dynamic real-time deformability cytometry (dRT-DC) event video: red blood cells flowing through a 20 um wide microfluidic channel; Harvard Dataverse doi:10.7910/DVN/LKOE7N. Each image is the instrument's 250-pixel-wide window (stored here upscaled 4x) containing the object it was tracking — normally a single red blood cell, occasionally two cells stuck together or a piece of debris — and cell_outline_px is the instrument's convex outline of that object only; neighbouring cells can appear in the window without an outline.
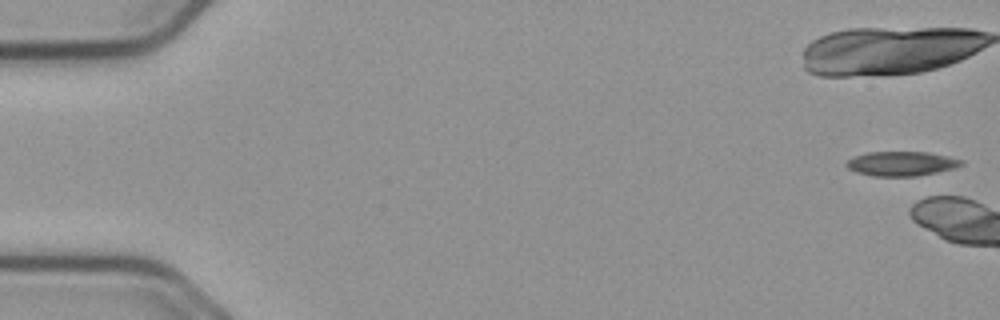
{"species": "common noctule bat (a hibernating species)", "species_latin": "Nyctalus noctula", "temperature_condition": "cold", "stored_images_in_passage": 10, "camera_frame_rate_fps": 3000, "um_per_image_px": 0.085, "animal": {"sex": "male", "body_mass_g": 23.1, "forearm_length_mm": 52.7}, "frame": {"image": 1, "passage_image": 1, "time_ms": 0.0, "image_size_px": [1000, 320], "cell_outline_px": [[964, 164], [956, 168], [916, 176], [872, 176], [856, 172], [848, 168], [844, 164], [844, 160], [852, 156], [868, 152], [928, 152], [948, 156], [964, 160]], "centroid_in_image_um": [76.59, 13.9], "position_along_channel_um": 8.4, "area_um2": 16.65}}